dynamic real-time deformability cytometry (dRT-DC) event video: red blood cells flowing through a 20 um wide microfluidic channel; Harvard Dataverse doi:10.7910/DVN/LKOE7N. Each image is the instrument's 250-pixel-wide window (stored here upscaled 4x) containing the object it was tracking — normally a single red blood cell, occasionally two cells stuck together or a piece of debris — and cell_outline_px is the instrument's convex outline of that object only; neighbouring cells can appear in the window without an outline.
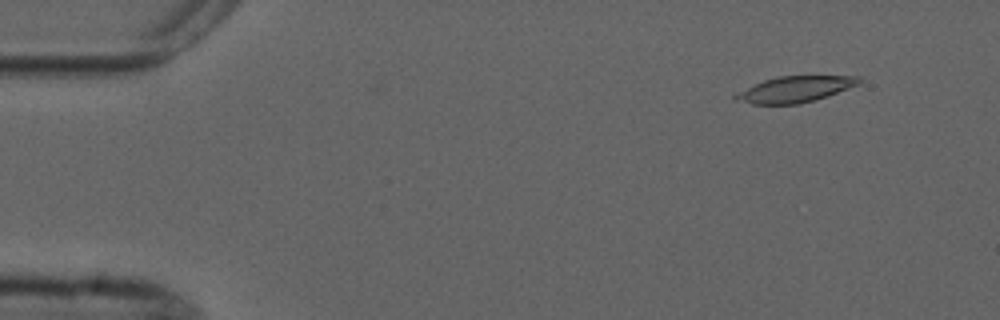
{"species": "common noctule bat (a hibernating species)", "species_latin": "Nyctalus noctula", "temperature_condition": "cold", "stored_images_in_passage": 7, "camera_frame_rate_fps": 3000, "um_per_image_px": 0.085, "animal": {"sex": "male", "forearm_length_mm": 52.5}, "frame": {"image": 1, "passage_image": 2, "time_ms": 1.333, "image_size_px": [1000, 320], "cell_outline_px": [[864, 80], [860, 84], [828, 96], [816, 100], [800, 104], [752, 104], [732, 100], [732, 96], [764, 80], [776, 76], [860, 76]], "centroid_in_image_um": [67.62, 7.59], "position_along_channel_um": 17.4, "area_um2": 18.79}}